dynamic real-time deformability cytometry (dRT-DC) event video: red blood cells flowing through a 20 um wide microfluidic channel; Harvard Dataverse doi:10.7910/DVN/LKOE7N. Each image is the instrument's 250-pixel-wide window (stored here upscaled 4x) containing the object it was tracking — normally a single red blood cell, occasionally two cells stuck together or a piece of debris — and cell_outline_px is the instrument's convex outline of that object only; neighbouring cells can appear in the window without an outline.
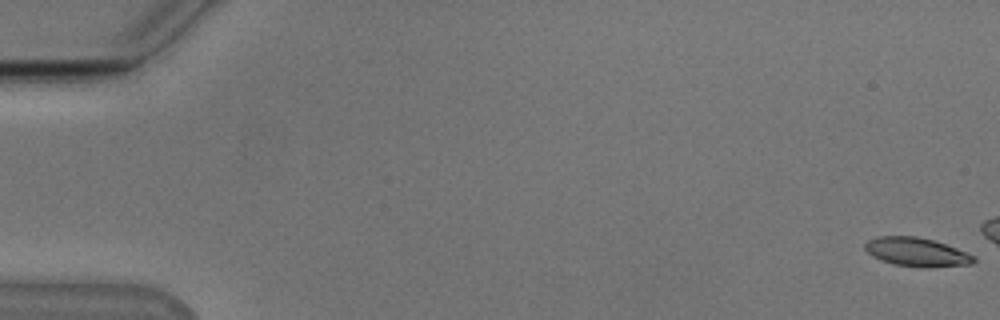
{"species": "Egyptian fruit bat (a non-hibernating species)", "species_latin": "Rousettus aegyptiacus", "temperature_condition": "cold", "stored_images_in_passage": 15, "camera_frame_rate_fps": 3000, "um_per_image_px": 0.085, "animal": {"sex": "male"}, "frame": {"image": 1, "passage_image": 1, "time_ms": 0.0, "image_size_px": [1000, 320], "cell_outline_px": [[976, 260], [972, 264], [928, 268], [896, 264], [880, 260], [872, 256], [864, 248], [864, 244], [868, 240], [876, 236], [916, 236], [932, 240], [956, 248], [976, 256]], "centroid_in_image_um": [77.92, 21.42], "position_along_channel_um": 7.1, "area_um2": 18.21}}